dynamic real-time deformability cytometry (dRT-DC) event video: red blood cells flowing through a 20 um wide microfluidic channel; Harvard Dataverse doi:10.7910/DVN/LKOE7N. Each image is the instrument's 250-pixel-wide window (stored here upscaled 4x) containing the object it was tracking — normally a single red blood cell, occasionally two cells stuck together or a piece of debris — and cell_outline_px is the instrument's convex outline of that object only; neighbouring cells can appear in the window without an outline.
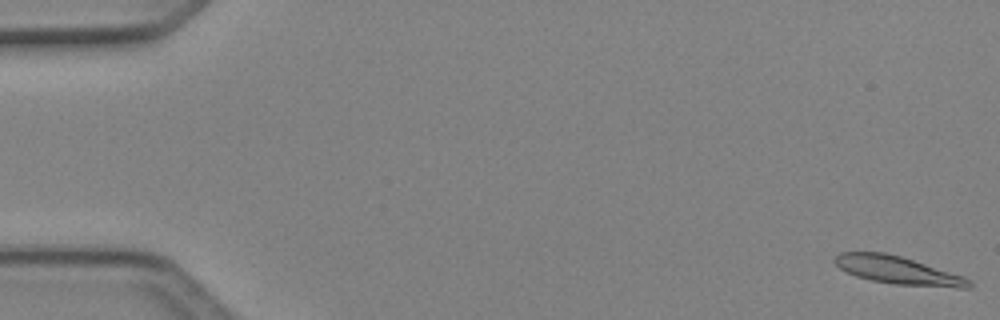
{"species": "Egyptian fruit bat (a non-hibernating species)", "species_latin": "Rousettus aegyptiacus", "temperature_condition": "cold", "stored_images_in_passage": 4, "camera_frame_rate_fps": 3000, "um_per_image_px": 0.085, "animal": {"sex": "female"}, "frame": {"image": 1, "passage_image": 1, "time_ms": 0.0, "image_size_px": [1000, 320], "cell_outline_px": [[972, 288], [956, 288], [892, 284], [872, 280], [856, 276], [840, 268], [832, 260], [840, 252], [884, 252], [900, 256], [964, 276], [972, 280]], "centroid_in_image_um": [76.36, 22.98], "position_along_channel_um": 8.6, "area_um2": 21.79}}
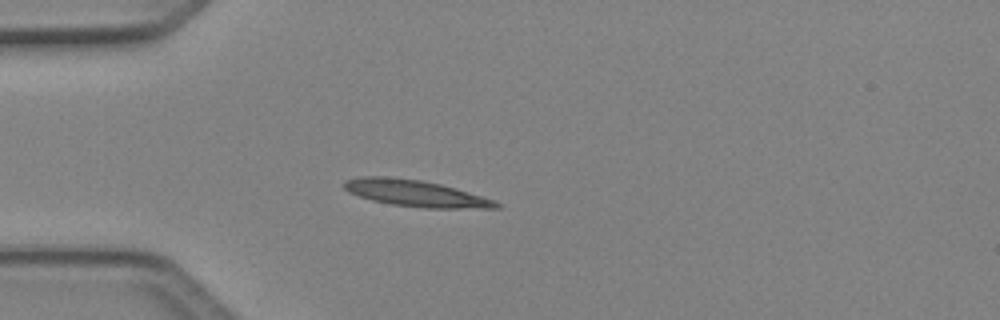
{"frame": {"image": 2, "passage_image": 4, "time_ms": 1.0, "image_size_px": [1000, 320], "cell_outline_px": [[504, 204], [500, 208], [424, 208], [392, 204], [372, 200], [348, 192], [344, 188], [344, 180], [360, 176], [384, 176], [420, 180], [440, 184], [456, 188], [496, 200]], "centroid_in_image_um": [35.37, 16.43], "position_along_channel_um": 49.6, "area_um2": 23.52}}